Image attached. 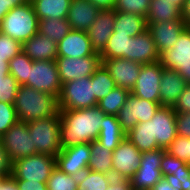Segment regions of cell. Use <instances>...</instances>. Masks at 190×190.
Returning a JSON list of instances; mask_svg holds the SVG:
<instances>
[{
  "label": "cell",
  "mask_w": 190,
  "mask_h": 190,
  "mask_svg": "<svg viewBox=\"0 0 190 190\" xmlns=\"http://www.w3.org/2000/svg\"><path fill=\"white\" fill-rule=\"evenodd\" d=\"M176 137V112L166 106H160L151 120L138 123L126 134L140 152L166 150Z\"/></svg>",
  "instance_id": "1"
},
{
  "label": "cell",
  "mask_w": 190,
  "mask_h": 190,
  "mask_svg": "<svg viewBox=\"0 0 190 190\" xmlns=\"http://www.w3.org/2000/svg\"><path fill=\"white\" fill-rule=\"evenodd\" d=\"M61 148L98 140L105 113L98 107L60 110Z\"/></svg>",
  "instance_id": "2"
},
{
  "label": "cell",
  "mask_w": 190,
  "mask_h": 190,
  "mask_svg": "<svg viewBox=\"0 0 190 190\" xmlns=\"http://www.w3.org/2000/svg\"><path fill=\"white\" fill-rule=\"evenodd\" d=\"M14 107L18 120L24 122L50 118L60 112L58 97L25 85L19 86Z\"/></svg>",
  "instance_id": "3"
},
{
  "label": "cell",
  "mask_w": 190,
  "mask_h": 190,
  "mask_svg": "<svg viewBox=\"0 0 190 190\" xmlns=\"http://www.w3.org/2000/svg\"><path fill=\"white\" fill-rule=\"evenodd\" d=\"M0 32L26 42L38 33V17L30 1L12 8L1 20Z\"/></svg>",
  "instance_id": "4"
},
{
  "label": "cell",
  "mask_w": 190,
  "mask_h": 190,
  "mask_svg": "<svg viewBox=\"0 0 190 190\" xmlns=\"http://www.w3.org/2000/svg\"><path fill=\"white\" fill-rule=\"evenodd\" d=\"M37 153L56 157L61 151L60 114L27 122Z\"/></svg>",
  "instance_id": "5"
},
{
  "label": "cell",
  "mask_w": 190,
  "mask_h": 190,
  "mask_svg": "<svg viewBox=\"0 0 190 190\" xmlns=\"http://www.w3.org/2000/svg\"><path fill=\"white\" fill-rule=\"evenodd\" d=\"M55 167V157L37 153L13 162L11 175L16 180L47 183Z\"/></svg>",
  "instance_id": "6"
},
{
  "label": "cell",
  "mask_w": 190,
  "mask_h": 190,
  "mask_svg": "<svg viewBox=\"0 0 190 190\" xmlns=\"http://www.w3.org/2000/svg\"><path fill=\"white\" fill-rule=\"evenodd\" d=\"M60 110L86 109L98 105L91 76L68 81L61 86L58 97Z\"/></svg>",
  "instance_id": "7"
},
{
  "label": "cell",
  "mask_w": 190,
  "mask_h": 190,
  "mask_svg": "<svg viewBox=\"0 0 190 190\" xmlns=\"http://www.w3.org/2000/svg\"><path fill=\"white\" fill-rule=\"evenodd\" d=\"M31 138L27 122L19 120L0 137V142L12 163L18 159L37 154Z\"/></svg>",
  "instance_id": "8"
},
{
  "label": "cell",
  "mask_w": 190,
  "mask_h": 190,
  "mask_svg": "<svg viewBox=\"0 0 190 190\" xmlns=\"http://www.w3.org/2000/svg\"><path fill=\"white\" fill-rule=\"evenodd\" d=\"M163 68L177 71L190 84V27H186L173 48L160 54Z\"/></svg>",
  "instance_id": "9"
},
{
  "label": "cell",
  "mask_w": 190,
  "mask_h": 190,
  "mask_svg": "<svg viewBox=\"0 0 190 190\" xmlns=\"http://www.w3.org/2000/svg\"><path fill=\"white\" fill-rule=\"evenodd\" d=\"M165 152L162 148L142 152L140 166L130 179L132 189L151 190L163 178L160 163Z\"/></svg>",
  "instance_id": "10"
},
{
  "label": "cell",
  "mask_w": 190,
  "mask_h": 190,
  "mask_svg": "<svg viewBox=\"0 0 190 190\" xmlns=\"http://www.w3.org/2000/svg\"><path fill=\"white\" fill-rule=\"evenodd\" d=\"M160 106V103L135 97L130 93L117 115L122 130L127 134L138 123L151 120Z\"/></svg>",
  "instance_id": "11"
},
{
  "label": "cell",
  "mask_w": 190,
  "mask_h": 190,
  "mask_svg": "<svg viewBox=\"0 0 190 190\" xmlns=\"http://www.w3.org/2000/svg\"><path fill=\"white\" fill-rule=\"evenodd\" d=\"M25 86L59 97L61 82L55 61H33Z\"/></svg>",
  "instance_id": "12"
},
{
  "label": "cell",
  "mask_w": 190,
  "mask_h": 190,
  "mask_svg": "<svg viewBox=\"0 0 190 190\" xmlns=\"http://www.w3.org/2000/svg\"><path fill=\"white\" fill-rule=\"evenodd\" d=\"M55 62L61 84L90 77L102 64L99 53L80 58L57 57Z\"/></svg>",
  "instance_id": "13"
},
{
  "label": "cell",
  "mask_w": 190,
  "mask_h": 190,
  "mask_svg": "<svg viewBox=\"0 0 190 190\" xmlns=\"http://www.w3.org/2000/svg\"><path fill=\"white\" fill-rule=\"evenodd\" d=\"M163 69L159 61L143 64L136 84L130 93L135 97L160 103V83Z\"/></svg>",
  "instance_id": "14"
},
{
  "label": "cell",
  "mask_w": 190,
  "mask_h": 190,
  "mask_svg": "<svg viewBox=\"0 0 190 190\" xmlns=\"http://www.w3.org/2000/svg\"><path fill=\"white\" fill-rule=\"evenodd\" d=\"M56 167L68 175L80 177L88 170L91 158L90 143H80L68 148H61L57 154Z\"/></svg>",
  "instance_id": "15"
},
{
  "label": "cell",
  "mask_w": 190,
  "mask_h": 190,
  "mask_svg": "<svg viewBox=\"0 0 190 190\" xmlns=\"http://www.w3.org/2000/svg\"><path fill=\"white\" fill-rule=\"evenodd\" d=\"M141 154L126 137L113 151V176L117 179L130 180L140 166Z\"/></svg>",
  "instance_id": "16"
},
{
  "label": "cell",
  "mask_w": 190,
  "mask_h": 190,
  "mask_svg": "<svg viewBox=\"0 0 190 190\" xmlns=\"http://www.w3.org/2000/svg\"><path fill=\"white\" fill-rule=\"evenodd\" d=\"M117 87L131 91L139 77L142 64L126 58L107 59L102 62Z\"/></svg>",
  "instance_id": "17"
},
{
  "label": "cell",
  "mask_w": 190,
  "mask_h": 190,
  "mask_svg": "<svg viewBox=\"0 0 190 190\" xmlns=\"http://www.w3.org/2000/svg\"><path fill=\"white\" fill-rule=\"evenodd\" d=\"M148 25L159 54L173 48L181 32L187 27L183 20H172Z\"/></svg>",
  "instance_id": "18"
},
{
  "label": "cell",
  "mask_w": 190,
  "mask_h": 190,
  "mask_svg": "<svg viewBox=\"0 0 190 190\" xmlns=\"http://www.w3.org/2000/svg\"><path fill=\"white\" fill-rule=\"evenodd\" d=\"M96 52L91 47L87 32L71 29L70 32L57 43L58 57L80 58L92 56Z\"/></svg>",
  "instance_id": "19"
},
{
  "label": "cell",
  "mask_w": 190,
  "mask_h": 190,
  "mask_svg": "<svg viewBox=\"0 0 190 190\" xmlns=\"http://www.w3.org/2000/svg\"><path fill=\"white\" fill-rule=\"evenodd\" d=\"M128 60L142 65L160 60V54L148 30L128 40Z\"/></svg>",
  "instance_id": "20"
},
{
  "label": "cell",
  "mask_w": 190,
  "mask_h": 190,
  "mask_svg": "<svg viewBox=\"0 0 190 190\" xmlns=\"http://www.w3.org/2000/svg\"><path fill=\"white\" fill-rule=\"evenodd\" d=\"M116 11H100L94 20L87 34L91 42V47L96 53H101L107 41L114 31Z\"/></svg>",
  "instance_id": "21"
},
{
  "label": "cell",
  "mask_w": 190,
  "mask_h": 190,
  "mask_svg": "<svg viewBox=\"0 0 190 190\" xmlns=\"http://www.w3.org/2000/svg\"><path fill=\"white\" fill-rule=\"evenodd\" d=\"M99 12L88 0H71L67 20L71 29L87 32Z\"/></svg>",
  "instance_id": "22"
},
{
  "label": "cell",
  "mask_w": 190,
  "mask_h": 190,
  "mask_svg": "<svg viewBox=\"0 0 190 190\" xmlns=\"http://www.w3.org/2000/svg\"><path fill=\"white\" fill-rule=\"evenodd\" d=\"M187 83L175 70L163 69L160 83V105L174 107Z\"/></svg>",
  "instance_id": "23"
},
{
  "label": "cell",
  "mask_w": 190,
  "mask_h": 190,
  "mask_svg": "<svg viewBox=\"0 0 190 190\" xmlns=\"http://www.w3.org/2000/svg\"><path fill=\"white\" fill-rule=\"evenodd\" d=\"M22 49L32 61H55L58 57L57 43L39 33L24 42Z\"/></svg>",
  "instance_id": "24"
},
{
  "label": "cell",
  "mask_w": 190,
  "mask_h": 190,
  "mask_svg": "<svg viewBox=\"0 0 190 190\" xmlns=\"http://www.w3.org/2000/svg\"><path fill=\"white\" fill-rule=\"evenodd\" d=\"M102 122L98 141L106 149L114 151L125 139L126 133L122 130L118 118L115 115L105 114Z\"/></svg>",
  "instance_id": "25"
},
{
  "label": "cell",
  "mask_w": 190,
  "mask_h": 190,
  "mask_svg": "<svg viewBox=\"0 0 190 190\" xmlns=\"http://www.w3.org/2000/svg\"><path fill=\"white\" fill-rule=\"evenodd\" d=\"M148 30L146 17L132 14L116 12L114 32L129 37H135Z\"/></svg>",
  "instance_id": "26"
},
{
  "label": "cell",
  "mask_w": 190,
  "mask_h": 190,
  "mask_svg": "<svg viewBox=\"0 0 190 190\" xmlns=\"http://www.w3.org/2000/svg\"><path fill=\"white\" fill-rule=\"evenodd\" d=\"M38 20L67 19L71 0H30Z\"/></svg>",
  "instance_id": "27"
},
{
  "label": "cell",
  "mask_w": 190,
  "mask_h": 190,
  "mask_svg": "<svg viewBox=\"0 0 190 190\" xmlns=\"http://www.w3.org/2000/svg\"><path fill=\"white\" fill-rule=\"evenodd\" d=\"M146 19L147 24L183 20L181 9L169 0H151Z\"/></svg>",
  "instance_id": "28"
},
{
  "label": "cell",
  "mask_w": 190,
  "mask_h": 190,
  "mask_svg": "<svg viewBox=\"0 0 190 190\" xmlns=\"http://www.w3.org/2000/svg\"><path fill=\"white\" fill-rule=\"evenodd\" d=\"M90 150L91 158L88 170L113 175V151L103 147L98 140L90 142Z\"/></svg>",
  "instance_id": "29"
},
{
  "label": "cell",
  "mask_w": 190,
  "mask_h": 190,
  "mask_svg": "<svg viewBox=\"0 0 190 190\" xmlns=\"http://www.w3.org/2000/svg\"><path fill=\"white\" fill-rule=\"evenodd\" d=\"M70 30V24L65 18L38 20V33L56 43L61 41Z\"/></svg>",
  "instance_id": "30"
},
{
  "label": "cell",
  "mask_w": 190,
  "mask_h": 190,
  "mask_svg": "<svg viewBox=\"0 0 190 190\" xmlns=\"http://www.w3.org/2000/svg\"><path fill=\"white\" fill-rule=\"evenodd\" d=\"M131 37L123 34H116L114 31L107 41L103 51L99 54L101 61L114 58L128 59V40Z\"/></svg>",
  "instance_id": "31"
},
{
  "label": "cell",
  "mask_w": 190,
  "mask_h": 190,
  "mask_svg": "<svg viewBox=\"0 0 190 190\" xmlns=\"http://www.w3.org/2000/svg\"><path fill=\"white\" fill-rule=\"evenodd\" d=\"M129 95V90L116 86L108 95L98 102L97 106L105 114L117 116Z\"/></svg>",
  "instance_id": "32"
},
{
  "label": "cell",
  "mask_w": 190,
  "mask_h": 190,
  "mask_svg": "<svg viewBox=\"0 0 190 190\" xmlns=\"http://www.w3.org/2000/svg\"><path fill=\"white\" fill-rule=\"evenodd\" d=\"M113 175L86 170L78 177L77 190H107Z\"/></svg>",
  "instance_id": "33"
},
{
  "label": "cell",
  "mask_w": 190,
  "mask_h": 190,
  "mask_svg": "<svg viewBox=\"0 0 190 190\" xmlns=\"http://www.w3.org/2000/svg\"><path fill=\"white\" fill-rule=\"evenodd\" d=\"M91 84L98 102L116 87L115 81L103 64L91 76Z\"/></svg>",
  "instance_id": "34"
},
{
  "label": "cell",
  "mask_w": 190,
  "mask_h": 190,
  "mask_svg": "<svg viewBox=\"0 0 190 190\" xmlns=\"http://www.w3.org/2000/svg\"><path fill=\"white\" fill-rule=\"evenodd\" d=\"M33 61L21 51L9 61V74H11L20 86L28 81L29 68L32 67Z\"/></svg>",
  "instance_id": "35"
},
{
  "label": "cell",
  "mask_w": 190,
  "mask_h": 190,
  "mask_svg": "<svg viewBox=\"0 0 190 190\" xmlns=\"http://www.w3.org/2000/svg\"><path fill=\"white\" fill-rule=\"evenodd\" d=\"M46 184L47 190H77L78 177L68 175L55 167Z\"/></svg>",
  "instance_id": "36"
},
{
  "label": "cell",
  "mask_w": 190,
  "mask_h": 190,
  "mask_svg": "<svg viewBox=\"0 0 190 190\" xmlns=\"http://www.w3.org/2000/svg\"><path fill=\"white\" fill-rule=\"evenodd\" d=\"M19 86L11 74L0 72V101L14 104Z\"/></svg>",
  "instance_id": "37"
},
{
  "label": "cell",
  "mask_w": 190,
  "mask_h": 190,
  "mask_svg": "<svg viewBox=\"0 0 190 190\" xmlns=\"http://www.w3.org/2000/svg\"><path fill=\"white\" fill-rule=\"evenodd\" d=\"M151 0H116V12L132 13L146 17Z\"/></svg>",
  "instance_id": "38"
},
{
  "label": "cell",
  "mask_w": 190,
  "mask_h": 190,
  "mask_svg": "<svg viewBox=\"0 0 190 190\" xmlns=\"http://www.w3.org/2000/svg\"><path fill=\"white\" fill-rule=\"evenodd\" d=\"M166 152L190 165V137L177 135L176 139L166 148Z\"/></svg>",
  "instance_id": "39"
},
{
  "label": "cell",
  "mask_w": 190,
  "mask_h": 190,
  "mask_svg": "<svg viewBox=\"0 0 190 190\" xmlns=\"http://www.w3.org/2000/svg\"><path fill=\"white\" fill-rule=\"evenodd\" d=\"M18 121L14 104L0 101V137Z\"/></svg>",
  "instance_id": "40"
},
{
  "label": "cell",
  "mask_w": 190,
  "mask_h": 190,
  "mask_svg": "<svg viewBox=\"0 0 190 190\" xmlns=\"http://www.w3.org/2000/svg\"><path fill=\"white\" fill-rule=\"evenodd\" d=\"M22 43L0 32V52L5 61H10L22 51Z\"/></svg>",
  "instance_id": "41"
},
{
  "label": "cell",
  "mask_w": 190,
  "mask_h": 190,
  "mask_svg": "<svg viewBox=\"0 0 190 190\" xmlns=\"http://www.w3.org/2000/svg\"><path fill=\"white\" fill-rule=\"evenodd\" d=\"M160 164L163 177L166 175H173V173L178 171H184L189 166L185 161L169 155L167 152L163 154Z\"/></svg>",
  "instance_id": "42"
},
{
  "label": "cell",
  "mask_w": 190,
  "mask_h": 190,
  "mask_svg": "<svg viewBox=\"0 0 190 190\" xmlns=\"http://www.w3.org/2000/svg\"><path fill=\"white\" fill-rule=\"evenodd\" d=\"M164 178L171 187L186 190V183L189 182L190 179V165L184 171H178L173 173V175H166Z\"/></svg>",
  "instance_id": "43"
},
{
  "label": "cell",
  "mask_w": 190,
  "mask_h": 190,
  "mask_svg": "<svg viewBox=\"0 0 190 190\" xmlns=\"http://www.w3.org/2000/svg\"><path fill=\"white\" fill-rule=\"evenodd\" d=\"M177 135L190 137V112L176 113Z\"/></svg>",
  "instance_id": "44"
},
{
  "label": "cell",
  "mask_w": 190,
  "mask_h": 190,
  "mask_svg": "<svg viewBox=\"0 0 190 190\" xmlns=\"http://www.w3.org/2000/svg\"><path fill=\"white\" fill-rule=\"evenodd\" d=\"M173 109L176 113L190 112V84L185 86Z\"/></svg>",
  "instance_id": "45"
},
{
  "label": "cell",
  "mask_w": 190,
  "mask_h": 190,
  "mask_svg": "<svg viewBox=\"0 0 190 190\" xmlns=\"http://www.w3.org/2000/svg\"><path fill=\"white\" fill-rule=\"evenodd\" d=\"M0 172L4 176H9L12 174V162L8 157L2 143L0 142Z\"/></svg>",
  "instance_id": "46"
},
{
  "label": "cell",
  "mask_w": 190,
  "mask_h": 190,
  "mask_svg": "<svg viewBox=\"0 0 190 190\" xmlns=\"http://www.w3.org/2000/svg\"><path fill=\"white\" fill-rule=\"evenodd\" d=\"M28 0H0V20L14 7L22 5Z\"/></svg>",
  "instance_id": "47"
},
{
  "label": "cell",
  "mask_w": 190,
  "mask_h": 190,
  "mask_svg": "<svg viewBox=\"0 0 190 190\" xmlns=\"http://www.w3.org/2000/svg\"><path fill=\"white\" fill-rule=\"evenodd\" d=\"M20 190H47L46 183L28 182L26 180H16Z\"/></svg>",
  "instance_id": "48"
},
{
  "label": "cell",
  "mask_w": 190,
  "mask_h": 190,
  "mask_svg": "<svg viewBox=\"0 0 190 190\" xmlns=\"http://www.w3.org/2000/svg\"><path fill=\"white\" fill-rule=\"evenodd\" d=\"M107 190H133L130 180L113 178Z\"/></svg>",
  "instance_id": "49"
},
{
  "label": "cell",
  "mask_w": 190,
  "mask_h": 190,
  "mask_svg": "<svg viewBox=\"0 0 190 190\" xmlns=\"http://www.w3.org/2000/svg\"><path fill=\"white\" fill-rule=\"evenodd\" d=\"M91 4L96 6L100 11L114 10L116 0H88Z\"/></svg>",
  "instance_id": "50"
},
{
  "label": "cell",
  "mask_w": 190,
  "mask_h": 190,
  "mask_svg": "<svg viewBox=\"0 0 190 190\" xmlns=\"http://www.w3.org/2000/svg\"><path fill=\"white\" fill-rule=\"evenodd\" d=\"M0 190H20L16 179L12 176H5L1 181H0Z\"/></svg>",
  "instance_id": "51"
},
{
  "label": "cell",
  "mask_w": 190,
  "mask_h": 190,
  "mask_svg": "<svg viewBox=\"0 0 190 190\" xmlns=\"http://www.w3.org/2000/svg\"><path fill=\"white\" fill-rule=\"evenodd\" d=\"M181 18L187 27H190V0H185L184 6L181 9Z\"/></svg>",
  "instance_id": "52"
},
{
  "label": "cell",
  "mask_w": 190,
  "mask_h": 190,
  "mask_svg": "<svg viewBox=\"0 0 190 190\" xmlns=\"http://www.w3.org/2000/svg\"><path fill=\"white\" fill-rule=\"evenodd\" d=\"M151 190H179V189L171 187L168 181L163 177L156 183V185Z\"/></svg>",
  "instance_id": "53"
},
{
  "label": "cell",
  "mask_w": 190,
  "mask_h": 190,
  "mask_svg": "<svg viewBox=\"0 0 190 190\" xmlns=\"http://www.w3.org/2000/svg\"><path fill=\"white\" fill-rule=\"evenodd\" d=\"M0 72L9 73V62L5 61V56L0 52Z\"/></svg>",
  "instance_id": "54"
},
{
  "label": "cell",
  "mask_w": 190,
  "mask_h": 190,
  "mask_svg": "<svg viewBox=\"0 0 190 190\" xmlns=\"http://www.w3.org/2000/svg\"><path fill=\"white\" fill-rule=\"evenodd\" d=\"M172 1L178 8L182 9L185 3V0H169Z\"/></svg>",
  "instance_id": "55"
},
{
  "label": "cell",
  "mask_w": 190,
  "mask_h": 190,
  "mask_svg": "<svg viewBox=\"0 0 190 190\" xmlns=\"http://www.w3.org/2000/svg\"><path fill=\"white\" fill-rule=\"evenodd\" d=\"M186 190H190V179L189 182L186 183Z\"/></svg>",
  "instance_id": "56"
},
{
  "label": "cell",
  "mask_w": 190,
  "mask_h": 190,
  "mask_svg": "<svg viewBox=\"0 0 190 190\" xmlns=\"http://www.w3.org/2000/svg\"><path fill=\"white\" fill-rule=\"evenodd\" d=\"M5 176L0 172V181L4 178Z\"/></svg>",
  "instance_id": "57"
}]
</instances>
